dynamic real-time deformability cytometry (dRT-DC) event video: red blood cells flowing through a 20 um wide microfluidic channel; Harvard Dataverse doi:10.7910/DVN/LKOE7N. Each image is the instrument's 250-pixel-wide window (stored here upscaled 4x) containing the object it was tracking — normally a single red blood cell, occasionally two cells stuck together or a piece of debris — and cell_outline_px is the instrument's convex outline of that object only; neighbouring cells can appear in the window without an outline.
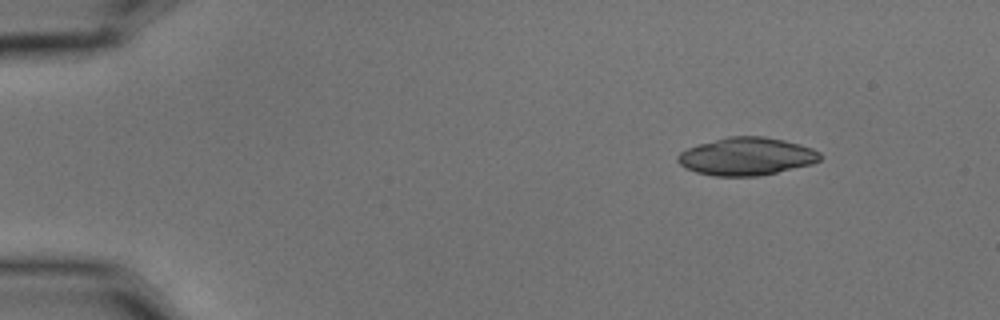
{"species": "common noctule bat (a hibernating species)", "species_latin": "Nyctalus noctula", "temperature_condition": "cold", "stored_images_in_passage": 5, "camera_frame_rate_fps": 3000, "um_per_image_px": 0.085, "animal": {"sex": "male", "body_mass_g": 15.6}, "frame": {"image": 1, "passage_image": 1, "time_ms": 0.0, "image_size_px": [1000, 320], "cell_outline_px": [[820, 160], [812, 164], [776, 172], [756, 176], [712, 176], [696, 172], [684, 168], [676, 160], [676, 156], [680, 152], [688, 148], [700, 144], [728, 136], [764, 136], [784, 140], [800, 144], [812, 148], [820, 152]], "centroid_in_image_um": [63.44, 13.29], "position_along_channel_um": 21.6, "area_um2": 31.33}}